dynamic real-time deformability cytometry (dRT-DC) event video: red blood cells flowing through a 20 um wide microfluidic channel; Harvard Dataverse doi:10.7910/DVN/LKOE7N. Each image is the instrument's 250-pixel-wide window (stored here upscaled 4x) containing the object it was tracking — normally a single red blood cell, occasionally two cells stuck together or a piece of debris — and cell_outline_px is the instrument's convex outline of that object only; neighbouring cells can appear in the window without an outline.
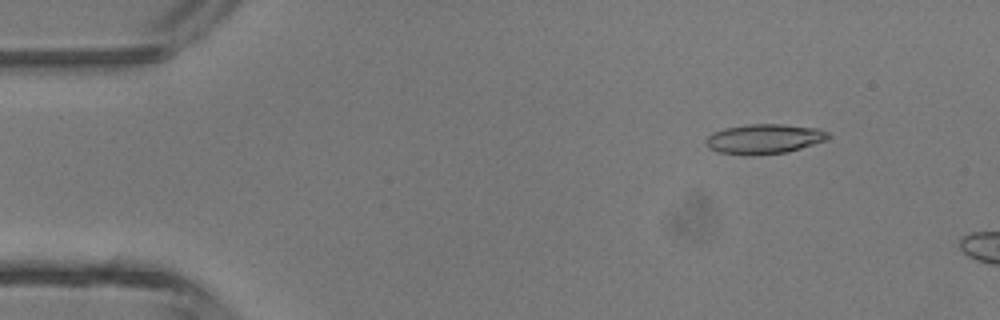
{"species": "common noctule bat (a hibernating species)", "species_latin": "Nyctalus noctula", "temperature_condition": "room temperature", "stored_images_in_passage": 4, "camera_frame_rate_fps": 3000, "um_per_image_px": 0.085, "animal": {"sex": "male", "body_mass_g": 13.3}, "frame": {"image": 1, "passage_image": 2, "time_ms": 1.333, "image_size_px": [1000, 320], "cell_outline_px": [[832, 136], [828, 140], [788, 152], [752, 156], [744, 156], [716, 152], [708, 148], [704, 140], [712, 132], [724, 128], [748, 124], [784, 124], [820, 128], [828, 132]], "centroid_in_image_um": [64.96, 11.82], "position_along_channel_um": 20.0, "area_um2": 21.85}}